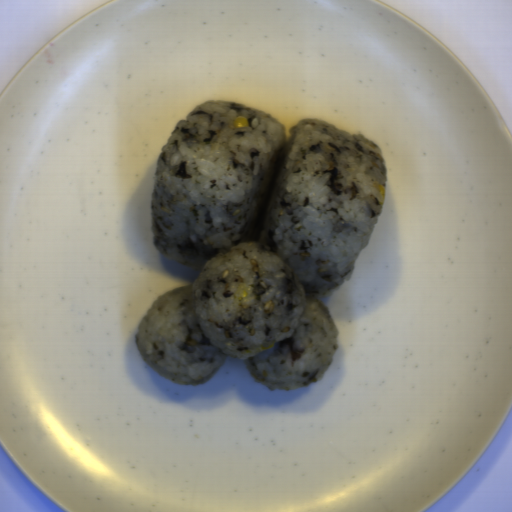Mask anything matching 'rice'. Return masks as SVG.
<instances>
[{
  "label": "rice",
  "instance_id": "1",
  "mask_svg": "<svg viewBox=\"0 0 512 512\" xmlns=\"http://www.w3.org/2000/svg\"><path fill=\"white\" fill-rule=\"evenodd\" d=\"M242 115L249 127L235 129ZM387 179L379 146L359 133L309 116L287 136L258 109L199 104L164 141L151 196L157 250L196 276L139 321L143 361L188 386L229 358L269 391L322 379L340 332L319 297L350 280Z\"/></svg>",
  "mask_w": 512,
  "mask_h": 512
}]
</instances>
